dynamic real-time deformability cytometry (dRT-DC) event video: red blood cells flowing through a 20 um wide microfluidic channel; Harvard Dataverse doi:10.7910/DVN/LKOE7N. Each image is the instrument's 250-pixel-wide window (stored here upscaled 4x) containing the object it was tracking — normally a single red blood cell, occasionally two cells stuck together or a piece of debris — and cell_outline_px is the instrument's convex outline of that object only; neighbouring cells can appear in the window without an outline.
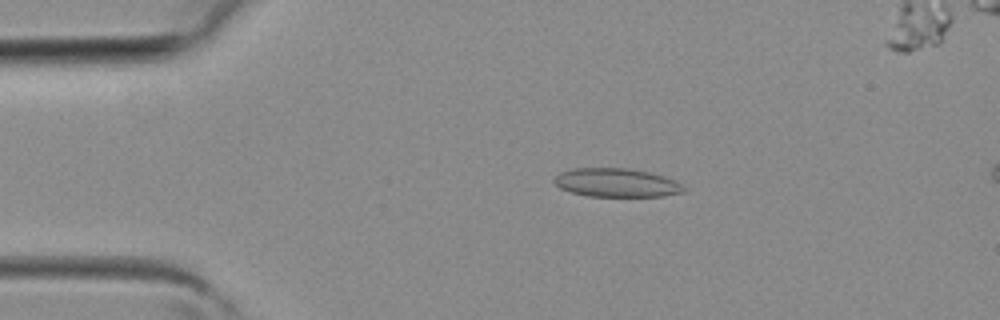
{"species": "common noctule bat (a hibernating species)", "species_latin": "Nyctalus noctula", "temperature_condition": "room temperature", "stored_images_in_passage": 5, "camera_frame_rate_fps": 3000, "um_per_image_px": 0.085, "animal": {"sex": "female", "body_mass_g": 19.3, "forearm_length_mm": 54.1}, "frame": {"image": 1, "passage_image": 3, "time_ms": 0.667, "image_size_px": [1000, 320], "cell_outline_px": [[688, 188], [684, 192], [664, 196], [588, 196], [572, 192], [560, 188], [552, 180], [560, 172], [572, 168], [628, 168], [648, 172], [664, 176], [676, 180]], "centroid_in_image_um": [52.44, 15.53], "position_along_channel_um": 32.6, "area_um2": 21.73}}
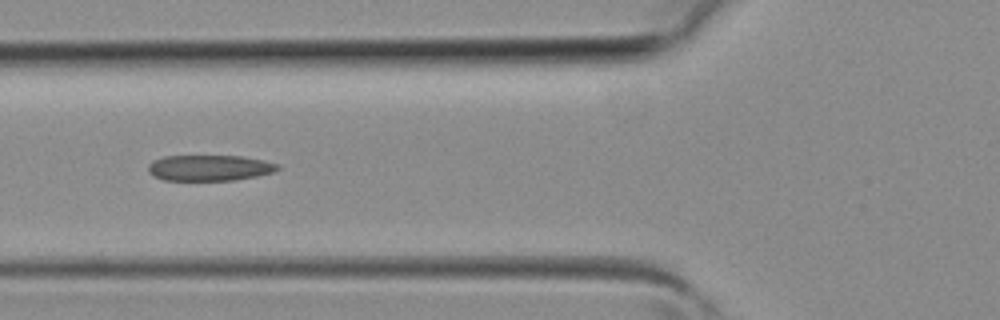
{"frame": {"image": 2, "passage_image": 5, "time_ms": 1.333, "image_size_px": [1000, 320], "cell_outline_px": [[280, 168], [276, 172], [236, 180], [164, 180], [152, 176], [148, 172], [148, 164], [152, 160], [164, 156], [240, 156], [264, 160], [280, 164]], "centroid_in_image_um": [17.81, 14.27], "position_along_channel_um": 108.0, "area_um2": 19.71}}